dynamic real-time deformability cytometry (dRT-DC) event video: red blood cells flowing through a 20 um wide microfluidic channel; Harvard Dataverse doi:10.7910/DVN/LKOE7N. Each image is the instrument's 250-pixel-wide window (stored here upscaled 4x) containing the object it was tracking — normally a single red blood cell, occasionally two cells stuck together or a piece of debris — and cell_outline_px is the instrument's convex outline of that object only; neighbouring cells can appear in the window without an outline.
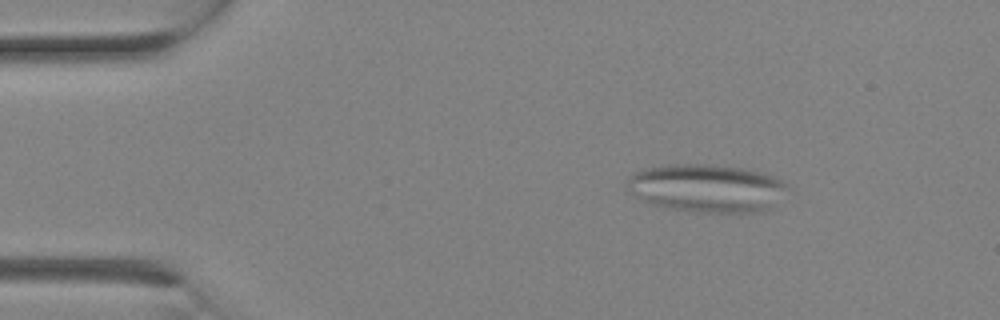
{"species": "Egyptian fruit bat (a non-hibernating species)", "species_latin": "Rousettus aegyptiacus", "temperature_condition": "room temperature", "stored_images_in_passage": 4, "camera_frame_rate_fps": 3000, "um_per_image_px": 0.085, "animal": {"sex": "female"}, "frame": {"image": 1, "passage_image": 4, "time_ms": 1.0, "image_size_px": [1000, 320], "cell_outline_px": [[788, 188], [776, 204], [772, 208], [764, 212], [688, 212], [664, 208], [640, 200], [624, 188], [624, 184], [628, 176], [632, 172], [644, 168], [668, 164], [708, 164], [744, 168], [764, 172], [788, 184]], "centroid_in_image_um": [60.01, 16.0], "position_along_channel_um": 25.0, "area_um2": 45.95}}